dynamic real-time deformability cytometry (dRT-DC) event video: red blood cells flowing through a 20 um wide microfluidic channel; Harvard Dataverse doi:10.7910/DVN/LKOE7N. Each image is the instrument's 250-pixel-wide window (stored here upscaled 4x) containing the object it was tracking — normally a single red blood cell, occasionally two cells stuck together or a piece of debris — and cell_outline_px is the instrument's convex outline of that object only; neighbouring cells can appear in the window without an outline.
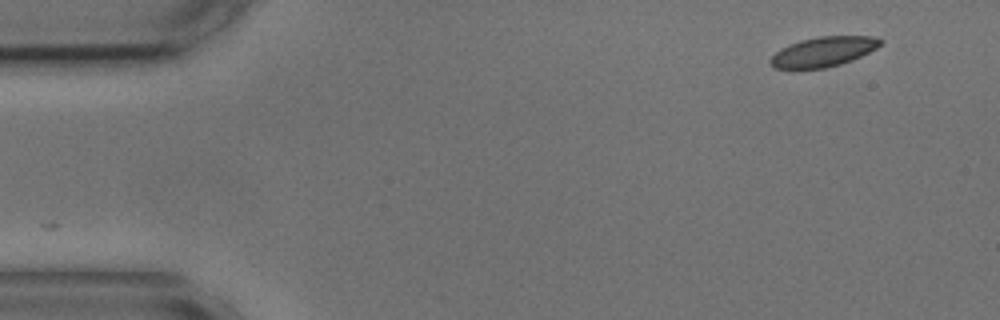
{"species": "common noctule bat (a hibernating species)", "species_latin": "Nyctalus noctula", "temperature_condition": "cold", "stored_images_in_passage": 52, "camera_frame_rate_fps": 3000, "um_per_image_px": 0.085, "animal": {"sex": "male", "body_mass_g": 17.9, "forearm_length_mm": 54.2}, "frame": {"image": 1, "passage_image": 1, "time_ms": 0.0, "image_size_px": [1000, 320], "cell_outline_px": [[884, 40], [876, 48], [852, 60], [840, 64], [824, 68], [800, 72], [776, 68], [768, 64], [768, 60], [780, 48], [788, 44], [800, 40], [820, 36], [872, 36]], "centroid_in_image_um": [69.88, 4.44], "position_along_channel_um": 15.1, "area_um2": 19.71}}
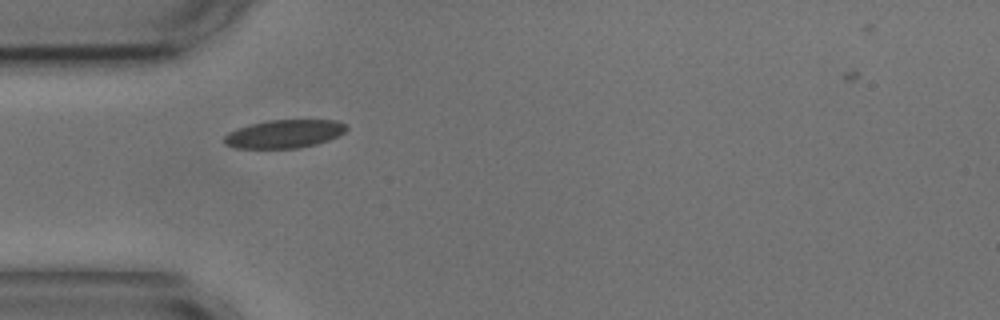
{"frame": {"image": 2, "passage_image": 13, "time_ms": 4.0, "image_size_px": [1000, 320], "cell_outline_px": [[348, 128], [344, 132], [328, 140], [316, 144], [296, 148], [236, 148], [224, 144], [224, 136], [228, 132], [236, 128], [268, 120], [336, 120], [344, 124]], "centroid_in_image_um": [24.13, 11.38], "position_along_channel_um": 60.9, "area_um2": 20.0}}
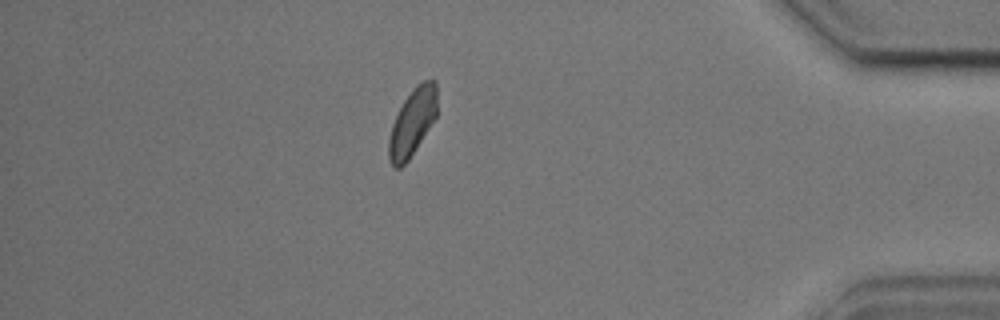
{"frame": {"image": 3, "passage_image": 45, "time_ms": 14.667, "image_size_px": [1000, 320], "cell_outline_px": [[436, 116], [408, 160], [400, 168], [392, 168], [388, 160], [388, 140], [392, 124], [404, 100], [416, 84], [424, 80], [436, 80]], "centroid_in_image_um": [35.02, 10.41], "position_along_channel_um": 400.2, "area_um2": 18.67}, "authors_computed_cell_mechanics": {"area_um2": 19.7387, "velocity_mm_per_s": 3.5742, "shape_relaxation_time_tau1_ms": 5.5696, "shape_relaxation_time_tau2_ms": 4.301, "deformation_change_tau1": 0.0983, "deformation_change_tau2": 0.0604}}